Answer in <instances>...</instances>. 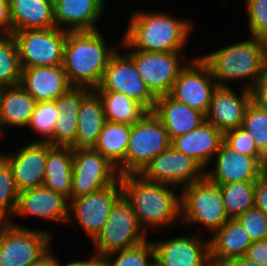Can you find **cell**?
Segmentation results:
<instances>
[{
    "mask_svg": "<svg viewBox=\"0 0 267 266\" xmlns=\"http://www.w3.org/2000/svg\"><path fill=\"white\" fill-rule=\"evenodd\" d=\"M119 180L122 195L145 232L147 228L156 230L181 223L180 190L177 195L176 187L171 189V185L146 181L138 174L119 176Z\"/></svg>",
    "mask_w": 267,
    "mask_h": 266,
    "instance_id": "1",
    "label": "cell"
},
{
    "mask_svg": "<svg viewBox=\"0 0 267 266\" xmlns=\"http://www.w3.org/2000/svg\"><path fill=\"white\" fill-rule=\"evenodd\" d=\"M129 21L118 47L145 52H182L194 27L192 20L158 11H135Z\"/></svg>",
    "mask_w": 267,
    "mask_h": 266,
    "instance_id": "2",
    "label": "cell"
},
{
    "mask_svg": "<svg viewBox=\"0 0 267 266\" xmlns=\"http://www.w3.org/2000/svg\"><path fill=\"white\" fill-rule=\"evenodd\" d=\"M117 46L107 47L99 30L68 31L62 67L72 87L98 88L110 58Z\"/></svg>",
    "mask_w": 267,
    "mask_h": 266,
    "instance_id": "3",
    "label": "cell"
},
{
    "mask_svg": "<svg viewBox=\"0 0 267 266\" xmlns=\"http://www.w3.org/2000/svg\"><path fill=\"white\" fill-rule=\"evenodd\" d=\"M200 57L209 66L218 86L248 78L250 83L245 88L251 90L267 67V42L250 36Z\"/></svg>",
    "mask_w": 267,
    "mask_h": 266,
    "instance_id": "4",
    "label": "cell"
},
{
    "mask_svg": "<svg viewBox=\"0 0 267 266\" xmlns=\"http://www.w3.org/2000/svg\"><path fill=\"white\" fill-rule=\"evenodd\" d=\"M181 224H202L210 234L228 220L219 185L206 177L180 190Z\"/></svg>",
    "mask_w": 267,
    "mask_h": 266,
    "instance_id": "5",
    "label": "cell"
},
{
    "mask_svg": "<svg viewBox=\"0 0 267 266\" xmlns=\"http://www.w3.org/2000/svg\"><path fill=\"white\" fill-rule=\"evenodd\" d=\"M171 146L168 132L160 119L148 112L131 125L124 162L117 168L119 176L139 174L157 155Z\"/></svg>",
    "mask_w": 267,
    "mask_h": 266,
    "instance_id": "6",
    "label": "cell"
},
{
    "mask_svg": "<svg viewBox=\"0 0 267 266\" xmlns=\"http://www.w3.org/2000/svg\"><path fill=\"white\" fill-rule=\"evenodd\" d=\"M51 232L0 223V266H30L51 251Z\"/></svg>",
    "mask_w": 267,
    "mask_h": 266,
    "instance_id": "7",
    "label": "cell"
},
{
    "mask_svg": "<svg viewBox=\"0 0 267 266\" xmlns=\"http://www.w3.org/2000/svg\"><path fill=\"white\" fill-rule=\"evenodd\" d=\"M130 203L122 195L113 205L101 232L92 241L97 254H107L139 245L147 240Z\"/></svg>",
    "mask_w": 267,
    "mask_h": 266,
    "instance_id": "8",
    "label": "cell"
},
{
    "mask_svg": "<svg viewBox=\"0 0 267 266\" xmlns=\"http://www.w3.org/2000/svg\"><path fill=\"white\" fill-rule=\"evenodd\" d=\"M67 32L57 27L14 32L21 67L62 65Z\"/></svg>",
    "mask_w": 267,
    "mask_h": 266,
    "instance_id": "9",
    "label": "cell"
},
{
    "mask_svg": "<svg viewBox=\"0 0 267 266\" xmlns=\"http://www.w3.org/2000/svg\"><path fill=\"white\" fill-rule=\"evenodd\" d=\"M181 53L130 50L125 54L134 62L151 94L158 98L170 94L179 73L187 65L185 61L181 64Z\"/></svg>",
    "mask_w": 267,
    "mask_h": 266,
    "instance_id": "10",
    "label": "cell"
},
{
    "mask_svg": "<svg viewBox=\"0 0 267 266\" xmlns=\"http://www.w3.org/2000/svg\"><path fill=\"white\" fill-rule=\"evenodd\" d=\"M118 179L117 168L94 148L73 149L71 198L96 192Z\"/></svg>",
    "mask_w": 267,
    "mask_h": 266,
    "instance_id": "11",
    "label": "cell"
},
{
    "mask_svg": "<svg viewBox=\"0 0 267 266\" xmlns=\"http://www.w3.org/2000/svg\"><path fill=\"white\" fill-rule=\"evenodd\" d=\"M188 62L179 73L169 95L191 109L206 114L218 84L200 56L193 57Z\"/></svg>",
    "mask_w": 267,
    "mask_h": 266,
    "instance_id": "12",
    "label": "cell"
},
{
    "mask_svg": "<svg viewBox=\"0 0 267 266\" xmlns=\"http://www.w3.org/2000/svg\"><path fill=\"white\" fill-rule=\"evenodd\" d=\"M121 196L122 186L118 179L113 185L96 192L71 198L67 224L72 223V220L76 218L78 225L93 241L105 225L113 205ZM71 214L74 216L71 217Z\"/></svg>",
    "mask_w": 267,
    "mask_h": 266,
    "instance_id": "13",
    "label": "cell"
},
{
    "mask_svg": "<svg viewBox=\"0 0 267 266\" xmlns=\"http://www.w3.org/2000/svg\"><path fill=\"white\" fill-rule=\"evenodd\" d=\"M95 91L122 93L141 103L149 112L153 111L156 98L138 73L134 62L117 52L110 58L102 80Z\"/></svg>",
    "mask_w": 267,
    "mask_h": 266,
    "instance_id": "14",
    "label": "cell"
},
{
    "mask_svg": "<svg viewBox=\"0 0 267 266\" xmlns=\"http://www.w3.org/2000/svg\"><path fill=\"white\" fill-rule=\"evenodd\" d=\"M144 180L174 187L202 180L205 170L192 158L172 146L152 159L138 174Z\"/></svg>",
    "mask_w": 267,
    "mask_h": 266,
    "instance_id": "15",
    "label": "cell"
},
{
    "mask_svg": "<svg viewBox=\"0 0 267 266\" xmlns=\"http://www.w3.org/2000/svg\"><path fill=\"white\" fill-rule=\"evenodd\" d=\"M215 156L216 164L212 170H205V177L216 185L233 182H255L267 168L266 157L240 154L230 148L224 141Z\"/></svg>",
    "mask_w": 267,
    "mask_h": 266,
    "instance_id": "16",
    "label": "cell"
},
{
    "mask_svg": "<svg viewBox=\"0 0 267 266\" xmlns=\"http://www.w3.org/2000/svg\"><path fill=\"white\" fill-rule=\"evenodd\" d=\"M153 241L155 266H212L209 239L180 235Z\"/></svg>",
    "mask_w": 267,
    "mask_h": 266,
    "instance_id": "17",
    "label": "cell"
},
{
    "mask_svg": "<svg viewBox=\"0 0 267 266\" xmlns=\"http://www.w3.org/2000/svg\"><path fill=\"white\" fill-rule=\"evenodd\" d=\"M18 150L16 154H0L10 167L18 192L43 186L47 142L34 141Z\"/></svg>",
    "mask_w": 267,
    "mask_h": 266,
    "instance_id": "18",
    "label": "cell"
},
{
    "mask_svg": "<svg viewBox=\"0 0 267 266\" xmlns=\"http://www.w3.org/2000/svg\"><path fill=\"white\" fill-rule=\"evenodd\" d=\"M251 101V90L245 87L238 95L231 86H217L205 114V121L223 133L230 129L240 128Z\"/></svg>",
    "mask_w": 267,
    "mask_h": 266,
    "instance_id": "19",
    "label": "cell"
},
{
    "mask_svg": "<svg viewBox=\"0 0 267 266\" xmlns=\"http://www.w3.org/2000/svg\"><path fill=\"white\" fill-rule=\"evenodd\" d=\"M35 216L60 223L69 218V200L44 186L19 192L14 217Z\"/></svg>",
    "mask_w": 267,
    "mask_h": 266,
    "instance_id": "20",
    "label": "cell"
},
{
    "mask_svg": "<svg viewBox=\"0 0 267 266\" xmlns=\"http://www.w3.org/2000/svg\"><path fill=\"white\" fill-rule=\"evenodd\" d=\"M54 22L65 31H93L103 15L105 0H53Z\"/></svg>",
    "mask_w": 267,
    "mask_h": 266,
    "instance_id": "21",
    "label": "cell"
},
{
    "mask_svg": "<svg viewBox=\"0 0 267 266\" xmlns=\"http://www.w3.org/2000/svg\"><path fill=\"white\" fill-rule=\"evenodd\" d=\"M20 85L36 102L55 101L72 88L62 65L22 68Z\"/></svg>",
    "mask_w": 267,
    "mask_h": 266,
    "instance_id": "22",
    "label": "cell"
},
{
    "mask_svg": "<svg viewBox=\"0 0 267 266\" xmlns=\"http://www.w3.org/2000/svg\"><path fill=\"white\" fill-rule=\"evenodd\" d=\"M224 141V133L205 121L194 130L171 140V146L195 160L204 170Z\"/></svg>",
    "mask_w": 267,
    "mask_h": 266,
    "instance_id": "23",
    "label": "cell"
},
{
    "mask_svg": "<svg viewBox=\"0 0 267 266\" xmlns=\"http://www.w3.org/2000/svg\"><path fill=\"white\" fill-rule=\"evenodd\" d=\"M253 243L236 219H229L209 239L212 266H222L231 259L244 257Z\"/></svg>",
    "mask_w": 267,
    "mask_h": 266,
    "instance_id": "24",
    "label": "cell"
},
{
    "mask_svg": "<svg viewBox=\"0 0 267 266\" xmlns=\"http://www.w3.org/2000/svg\"><path fill=\"white\" fill-rule=\"evenodd\" d=\"M165 126L170 140L205 122V114L173 99L169 94L156 98L152 111Z\"/></svg>",
    "mask_w": 267,
    "mask_h": 266,
    "instance_id": "25",
    "label": "cell"
},
{
    "mask_svg": "<svg viewBox=\"0 0 267 266\" xmlns=\"http://www.w3.org/2000/svg\"><path fill=\"white\" fill-rule=\"evenodd\" d=\"M89 91L86 88L72 87L55 100L60 117L57 119L53 136L47 141L48 144L51 146L70 147L75 142L80 103Z\"/></svg>",
    "mask_w": 267,
    "mask_h": 266,
    "instance_id": "26",
    "label": "cell"
},
{
    "mask_svg": "<svg viewBox=\"0 0 267 266\" xmlns=\"http://www.w3.org/2000/svg\"><path fill=\"white\" fill-rule=\"evenodd\" d=\"M13 33L56 27L53 0H9Z\"/></svg>",
    "mask_w": 267,
    "mask_h": 266,
    "instance_id": "27",
    "label": "cell"
},
{
    "mask_svg": "<svg viewBox=\"0 0 267 266\" xmlns=\"http://www.w3.org/2000/svg\"><path fill=\"white\" fill-rule=\"evenodd\" d=\"M105 122L101 99L95 90H90L81 100L76 139L70 147L93 148Z\"/></svg>",
    "mask_w": 267,
    "mask_h": 266,
    "instance_id": "28",
    "label": "cell"
},
{
    "mask_svg": "<svg viewBox=\"0 0 267 266\" xmlns=\"http://www.w3.org/2000/svg\"><path fill=\"white\" fill-rule=\"evenodd\" d=\"M36 100L21 86L2 87L0 91V136L5 127H26Z\"/></svg>",
    "mask_w": 267,
    "mask_h": 266,
    "instance_id": "29",
    "label": "cell"
},
{
    "mask_svg": "<svg viewBox=\"0 0 267 266\" xmlns=\"http://www.w3.org/2000/svg\"><path fill=\"white\" fill-rule=\"evenodd\" d=\"M73 148L47 143L45 180L43 186L71 199Z\"/></svg>",
    "mask_w": 267,
    "mask_h": 266,
    "instance_id": "30",
    "label": "cell"
},
{
    "mask_svg": "<svg viewBox=\"0 0 267 266\" xmlns=\"http://www.w3.org/2000/svg\"><path fill=\"white\" fill-rule=\"evenodd\" d=\"M101 99L106 121L133 125L149 111L125 94L113 91H96Z\"/></svg>",
    "mask_w": 267,
    "mask_h": 266,
    "instance_id": "31",
    "label": "cell"
},
{
    "mask_svg": "<svg viewBox=\"0 0 267 266\" xmlns=\"http://www.w3.org/2000/svg\"><path fill=\"white\" fill-rule=\"evenodd\" d=\"M131 125L106 121L93 147L118 168L125 160Z\"/></svg>",
    "mask_w": 267,
    "mask_h": 266,
    "instance_id": "32",
    "label": "cell"
},
{
    "mask_svg": "<svg viewBox=\"0 0 267 266\" xmlns=\"http://www.w3.org/2000/svg\"><path fill=\"white\" fill-rule=\"evenodd\" d=\"M219 187L229 219L254 208L255 182H233Z\"/></svg>",
    "mask_w": 267,
    "mask_h": 266,
    "instance_id": "33",
    "label": "cell"
},
{
    "mask_svg": "<svg viewBox=\"0 0 267 266\" xmlns=\"http://www.w3.org/2000/svg\"><path fill=\"white\" fill-rule=\"evenodd\" d=\"M22 67L13 35H0V87L20 85Z\"/></svg>",
    "mask_w": 267,
    "mask_h": 266,
    "instance_id": "34",
    "label": "cell"
},
{
    "mask_svg": "<svg viewBox=\"0 0 267 266\" xmlns=\"http://www.w3.org/2000/svg\"><path fill=\"white\" fill-rule=\"evenodd\" d=\"M102 266H155L152 240L105 255L102 257Z\"/></svg>",
    "mask_w": 267,
    "mask_h": 266,
    "instance_id": "35",
    "label": "cell"
},
{
    "mask_svg": "<svg viewBox=\"0 0 267 266\" xmlns=\"http://www.w3.org/2000/svg\"><path fill=\"white\" fill-rule=\"evenodd\" d=\"M60 113L55 101L37 102L34 112L30 116L26 127L31 128L38 136H42L38 142H47L54 133V128Z\"/></svg>",
    "mask_w": 267,
    "mask_h": 266,
    "instance_id": "36",
    "label": "cell"
},
{
    "mask_svg": "<svg viewBox=\"0 0 267 266\" xmlns=\"http://www.w3.org/2000/svg\"><path fill=\"white\" fill-rule=\"evenodd\" d=\"M18 195L19 192L10 167L0 157V223L11 222V219L14 218L12 216L16 211Z\"/></svg>",
    "mask_w": 267,
    "mask_h": 266,
    "instance_id": "37",
    "label": "cell"
},
{
    "mask_svg": "<svg viewBox=\"0 0 267 266\" xmlns=\"http://www.w3.org/2000/svg\"><path fill=\"white\" fill-rule=\"evenodd\" d=\"M241 128L249 133L258 150L267 158V110L251 101L246 109Z\"/></svg>",
    "mask_w": 267,
    "mask_h": 266,
    "instance_id": "38",
    "label": "cell"
},
{
    "mask_svg": "<svg viewBox=\"0 0 267 266\" xmlns=\"http://www.w3.org/2000/svg\"><path fill=\"white\" fill-rule=\"evenodd\" d=\"M250 36L267 42V0H246Z\"/></svg>",
    "mask_w": 267,
    "mask_h": 266,
    "instance_id": "39",
    "label": "cell"
},
{
    "mask_svg": "<svg viewBox=\"0 0 267 266\" xmlns=\"http://www.w3.org/2000/svg\"><path fill=\"white\" fill-rule=\"evenodd\" d=\"M252 241L267 239V216L256 208L249 209L236 218Z\"/></svg>",
    "mask_w": 267,
    "mask_h": 266,
    "instance_id": "40",
    "label": "cell"
},
{
    "mask_svg": "<svg viewBox=\"0 0 267 266\" xmlns=\"http://www.w3.org/2000/svg\"><path fill=\"white\" fill-rule=\"evenodd\" d=\"M224 142L234 151L252 157H265L257 148L255 141L243 128L224 132Z\"/></svg>",
    "mask_w": 267,
    "mask_h": 266,
    "instance_id": "41",
    "label": "cell"
},
{
    "mask_svg": "<svg viewBox=\"0 0 267 266\" xmlns=\"http://www.w3.org/2000/svg\"><path fill=\"white\" fill-rule=\"evenodd\" d=\"M254 208L267 216V168L255 181Z\"/></svg>",
    "mask_w": 267,
    "mask_h": 266,
    "instance_id": "42",
    "label": "cell"
},
{
    "mask_svg": "<svg viewBox=\"0 0 267 266\" xmlns=\"http://www.w3.org/2000/svg\"><path fill=\"white\" fill-rule=\"evenodd\" d=\"M252 102L267 110V67L251 89Z\"/></svg>",
    "mask_w": 267,
    "mask_h": 266,
    "instance_id": "43",
    "label": "cell"
},
{
    "mask_svg": "<svg viewBox=\"0 0 267 266\" xmlns=\"http://www.w3.org/2000/svg\"><path fill=\"white\" fill-rule=\"evenodd\" d=\"M244 257L262 266H267V239L253 241Z\"/></svg>",
    "mask_w": 267,
    "mask_h": 266,
    "instance_id": "44",
    "label": "cell"
},
{
    "mask_svg": "<svg viewBox=\"0 0 267 266\" xmlns=\"http://www.w3.org/2000/svg\"><path fill=\"white\" fill-rule=\"evenodd\" d=\"M0 35H13L9 0H0Z\"/></svg>",
    "mask_w": 267,
    "mask_h": 266,
    "instance_id": "45",
    "label": "cell"
},
{
    "mask_svg": "<svg viewBox=\"0 0 267 266\" xmlns=\"http://www.w3.org/2000/svg\"><path fill=\"white\" fill-rule=\"evenodd\" d=\"M50 266H61L58 258H55L53 253H51V264ZM63 266H102V258L97 254H93V257L87 260H75L69 262Z\"/></svg>",
    "mask_w": 267,
    "mask_h": 266,
    "instance_id": "46",
    "label": "cell"
},
{
    "mask_svg": "<svg viewBox=\"0 0 267 266\" xmlns=\"http://www.w3.org/2000/svg\"><path fill=\"white\" fill-rule=\"evenodd\" d=\"M222 266H262L258 263L248 260L246 257H238L229 260Z\"/></svg>",
    "mask_w": 267,
    "mask_h": 266,
    "instance_id": "47",
    "label": "cell"
},
{
    "mask_svg": "<svg viewBox=\"0 0 267 266\" xmlns=\"http://www.w3.org/2000/svg\"><path fill=\"white\" fill-rule=\"evenodd\" d=\"M51 264V252L49 251L42 259L30 266H50Z\"/></svg>",
    "mask_w": 267,
    "mask_h": 266,
    "instance_id": "48",
    "label": "cell"
}]
</instances>
